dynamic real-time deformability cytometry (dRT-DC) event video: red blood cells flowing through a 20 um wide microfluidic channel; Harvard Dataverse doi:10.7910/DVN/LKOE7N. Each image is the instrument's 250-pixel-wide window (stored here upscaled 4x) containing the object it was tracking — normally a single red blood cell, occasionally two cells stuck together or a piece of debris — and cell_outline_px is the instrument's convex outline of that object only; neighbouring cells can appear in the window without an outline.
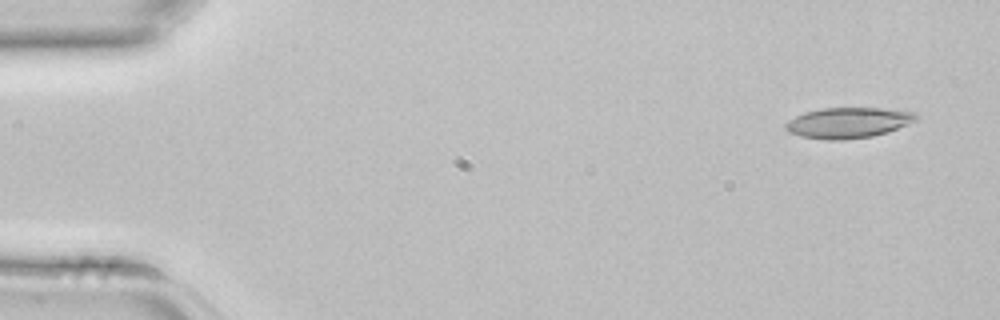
{"species": "common noctule bat (a hibernating species)", "species_latin": "Nyctalus noctula", "temperature_condition": "room temperature", "stored_images_in_passage": 3, "camera_frame_rate_fps": 3000, "um_per_image_px": 0.085, "animal": {"sex": "female", "body_mass_g": 22.7, "forearm_length_mm": 54.2}, "frame": {"image": 1, "passage_image": 1, "time_ms": 0.0, "image_size_px": [1000, 320], "cell_outline_px": [[920, 120], [888, 132], [872, 136], [844, 140], [828, 140], [800, 136], [788, 132], [784, 128], [784, 124], [788, 120], [804, 112], [820, 108], [880, 108], [916, 112], [920, 116]], "centroid_in_image_um": [72.12, 10.43], "position_along_channel_um": 12.9, "area_um2": 23.64}}